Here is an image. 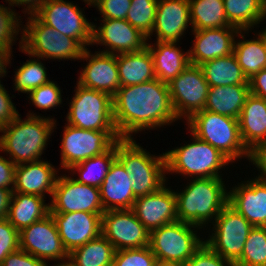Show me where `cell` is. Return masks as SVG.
I'll return each instance as SVG.
<instances>
[{
	"label": "cell",
	"mask_w": 266,
	"mask_h": 266,
	"mask_svg": "<svg viewBox=\"0 0 266 266\" xmlns=\"http://www.w3.org/2000/svg\"><path fill=\"white\" fill-rule=\"evenodd\" d=\"M112 102L113 119L121 138H132L133 132L161 127L178 119L167 83L157 78L120 87Z\"/></svg>",
	"instance_id": "6da1fadb"
},
{
	"label": "cell",
	"mask_w": 266,
	"mask_h": 266,
	"mask_svg": "<svg viewBox=\"0 0 266 266\" xmlns=\"http://www.w3.org/2000/svg\"><path fill=\"white\" fill-rule=\"evenodd\" d=\"M53 118H43L30 113L23 121L19 115L0 128V150L10 154L15 164L39 161L51 131L55 127Z\"/></svg>",
	"instance_id": "7a4b0ae2"
},
{
	"label": "cell",
	"mask_w": 266,
	"mask_h": 266,
	"mask_svg": "<svg viewBox=\"0 0 266 266\" xmlns=\"http://www.w3.org/2000/svg\"><path fill=\"white\" fill-rule=\"evenodd\" d=\"M175 195L178 220L199 228L216 218L228 204L222 178H195L183 192Z\"/></svg>",
	"instance_id": "3957f363"
},
{
	"label": "cell",
	"mask_w": 266,
	"mask_h": 266,
	"mask_svg": "<svg viewBox=\"0 0 266 266\" xmlns=\"http://www.w3.org/2000/svg\"><path fill=\"white\" fill-rule=\"evenodd\" d=\"M117 159L124 165L132 180L134 196L140 197L157 192L165 185L166 158L151 156L133 138L116 142Z\"/></svg>",
	"instance_id": "277c9868"
},
{
	"label": "cell",
	"mask_w": 266,
	"mask_h": 266,
	"mask_svg": "<svg viewBox=\"0 0 266 266\" xmlns=\"http://www.w3.org/2000/svg\"><path fill=\"white\" fill-rule=\"evenodd\" d=\"M187 121L192 135L218 149L230 162L243 155L250 159V151L240 136L238 119L203 109Z\"/></svg>",
	"instance_id": "5b68a950"
},
{
	"label": "cell",
	"mask_w": 266,
	"mask_h": 266,
	"mask_svg": "<svg viewBox=\"0 0 266 266\" xmlns=\"http://www.w3.org/2000/svg\"><path fill=\"white\" fill-rule=\"evenodd\" d=\"M194 141L165 153L166 170L196 178H221L218 171L230 161L222 153L195 135Z\"/></svg>",
	"instance_id": "8992f818"
},
{
	"label": "cell",
	"mask_w": 266,
	"mask_h": 266,
	"mask_svg": "<svg viewBox=\"0 0 266 266\" xmlns=\"http://www.w3.org/2000/svg\"><path fill=\"white\" fill-rule=\"evenodd\" d=\"M23 30L20 48L31 57L80 60L84 48L73 38L42 23L35 15Z\"/></svg>",
	"instance_id": "52a82bcc"
},
{
	"label": "cell",
	"mask_w": 266,
	"mask_h": 266,
	"mask_svg": "<svg viewBox=\"0 0 266 266\" xmlns=\"http://www.w3.org/2000/svg\"><path fill=\"white\" fill-rule=\"evenodd\" d=\"M67 114L68 125L85 130L117 131L113 119L112 97L77 83Z\"/></svg>",
	"instance_id": "ba28073f"
},
{
	"label": "cell",
	"mask_w": 266,
	"mask_h": 266,
	"mask_svg": "<svg viewBox=\"0 0 266 266\" xmlns=\"http://www.w3.org/2000/svg\"><path fill=\"white\" fill-rule=\"evenodd\" d=\"M192 227L198 226L177 220L152 230L149 247L156 260L185 264L204 243Z\"/></svg>",
	"instance_id": "9c48e42d"
},
{
	"label": "cell",
	"mask_w": 266,
	"mask_h": 266,
	"mask_svg": "<svg viewBox=\"0 0 266 266\" xmlns=\"http://www.w3.org/2000/svg\"><path fill=\"white\" fill-rule=\"evenodd\" d=\"M61 144V167L72 166L109 150L122 139L118 131L85 130L72 125L64 127Z\"/></svg>",
	"instance_id": "30bf717a"
},
{
	"label": "cell",
	"mask_w": 266,
	"mask_h": 266,
	"mask_svg": "<svg viewBox=\"0 0 266 266\" xmlns=\"http://www.w3.org/2000/svg\"><path fill=\"white\" fill-rule=\"evenodd\" d=\"M214 220L215 233L204 242L234 265L241 258L246 239L254 226L229 204Z\"/></svg>",
	"instance_id": "8fae6325"
},
{
	"label": "cell",
	"mask_w": 266,
	"mask_h": 266,
	"mask_svg": "<svg viewBox=\"0 0 266 266\" xmlns=\"http://www.w3.org/2000/svg\"><path fill=\"white\" fill-rule=\"evenodd\" d=\"M167 85L178 119L186 116L188 120L194 113L205 108L210 86L200 66L190 64Z\"/></svg>",
	"instance_id": "7c38bea8"
},
{
	"label": "cell",
	"mask_w": 266,
	"mask_h": 266,
	"mask_svg": "<svg viewBox=\"0 0 266 266\" xmlns=\"http://www.w3.org/2000/svg\"><path fill=\"white\" fill-rule=\"evenodd\" d=\"M44 24L75 39L84 49L92 45L93 24L87 21L80 8L64 0H48L35 14Z\"/></svg>",
	"instance_id": "4fadbf2b"
},
{
	"label": "cell",
	"mask_w": 266,
	"mask_h": 266,
	"mask_svg": "<svg viewBox=\"0 0 266 266\" xmlns=\"http://www.w3.org/2000/svg\"><path fill=\"white\" fill-rule=\"evenodd\" d=\"M101 234L116 251L149 246L150 232L132 209L105 211L101 218Z\"/></svg>",
	"instance_id": "5bb4252c"
},
{
	"label": "cell",
	"mask_w": 266,
	"mask_h": 266,
	"mask_svg": "<svg viewBox=\"0 0 266 266\" xmlns=\"http://www.w3.org/2000/svg\"><path fill=\"white\" fill-rule=\"evenodd\" d=\"M104 213L100 188L79 183L74 178L59 176L52 194L50 213Z\"/></svg>",
	"instance_id": "9a60e30c"
},
{
	"label": "cell",
	"mask_w": 266,
	"mask_h": 266,
	"mask_svg": "<svg viewBox=\"0 0 266 266\" xmlns=\"http://www.w3.org/2000/svg\"><path fill=\"white\" fill-rule=\"evenodd\" d=\"M19 241L20 249L44 262L69 258L51 213L19 231Z\"/></svg>",
	"instance_id": "2e32d148"
},
{
	"label": "cell",
	"mask_w": 266,
	"mask_h": 266,
	"mask_svg": "<svg viewBox=\"0 0 266 266\" xmlns=\"http://www.w3.org/2000/svg\"><path fill=\"white\" fill-rule=\"evenodd\" d=\"M102 214L90 212L51 213L63 247L68 254L101 234Z\"/></svg>",
	"instance_id": "e0dca14e"
},
{
	"label": "cell",
	"mask_w": 266,
	"mask_h": 266,
	"mask_svg": "<svg viewBox=\"0 0 266 266\" xmlns=\"http://www.w3.org/2000/svg\"><path fill=\"white\" fill-rule=\"evenodd\" d=\"M102 21L104 24L97 29L93 25L92 44L108 46L112 51L101 52L122 54L140 51L147 47V37L127 20L103 18Z\"/></svg>",
	"instance_id": "ac0fdd59"
},
{
	"label": "cell",
	"mask_w": 266,
	"mask_h": 266,
	"mask_svg": "<svg viewBox=\"0 0 266 266\" xmlns=\"http://www.w3.org/2000/svg\"><path fill=\"white\" fill-rule=\"evenodd\" d=\"M90 52L87 48L82 52L81 60L90 59L80 74L78 84L113 97L121 87L116 54L98 52L92 55Z\"/></svg>",
	"instance_id": "d6986e66"
},
{
	"label": "cell",
	"mask_w": 266,
	"mask_h": 266,
	"mask_svg": "<svg viewBox=\"0 0 266 266\" xmlns=\"http://www.w3.org/2000/svg\"><path fill=\"white\" fill-rule=\"evenodd\" d=\"M132 210L149 232L178 220L175 192L166 186L152 194L137 197Z\"/></svg>",
	"instance_id": "ffe728a7"
},
{
	"label": "cell",
	"mask_w": 266,
	"mask_h": 266,
	"mask_svg": "<svg viewBox=\"0 0 266 266\" xmlns=\"http://www.w3.org/2000/svg\"><path fill=\"white\" fill-rule=\"evenodd\" d=\"M193 32L195 42L188 53L190 64L197 66L233 53L234 36L241 34L240 36L244 38L242 30L237 27L193 30Z\"/></svg>",
	"instance_id": "44dd1931"
},
{
	"label": "cell",
	"mask_w": 266,
	"mask_h": 266,
	"mask_svg": "<svg viewBox=\"0 0 266 266\" xmlns=\"http://www.w3.org/2000/svg\"><path fill=\"white\" fill-rule=\"evenodd\" d=\"M232 188L228 204L253 226L266 227V182L255 178Z\"/></svg>",
	"instance_id": "7402d4cb"
},
{
	"label": "cell",
	"mask_w": 266,
	"mask_h": 266,
	"mask_svg": "<svg viewBox=\"0 0 266 266\" xmlns=\"http://www.w3.org/2000/svg\"><path fill=\"white\" fill-rule=\"evenodd\" d=\"M190 20L189 0H158L153 32L157 41L179 42Z\"/></svg>",
	"instance_id": "603a6c76"
},
{
	"label": "cell",
	"mask_w": 266,
	"mask_h": 266,
	"mask_svg": "<svg viewBox=\"0 0 266 266\" xmlns=\"http://www.w3.org/2000/svg\"><path fill=\"white\" fill-rule=\"evenodd\" d=\"M57 178L56 170L47 161L39 160L16 165L13 193L45 197V192L52 196Z\"/></svg>",
	"instance_id": "cb8c5ba5"
},
{
	"label": "cell",
	"mask_w": 266,
	"mask_h": 266,
	"mask_svg": "<svg viewBox=\"0 0 266 266\" xmlns=\"http://www.w3.org/2000/svg\"><path fill=\"white\" fill-rule=\"evenodd\" d=\"M100 195L104 211L133 208L136 197L132 190V180L117 158L102 182Z\"/></svg>",
	"instance_id": "d4e9b609"
},
{
	"label": "cell",
	"mask_w": 266,
	"mask_h": 266,
	"mask_svg": "<svg viewBox=\"0 0 266 266\" xmlns=\"http://www.w3.org/2000/svg\"><path fill=\"white\" fill-rule=\"evenodd\" d=\"M243 144L251 152L266 143V99L249 94L238 118Z\"/></svg>",
	"instance_id": "484cf974"
},
{
	"label": "cell",
	"mask_w": 266,
	"mask_h": 266,
	"mask_svg": "<svg viewBox=\"0 0 266 266\" xmlns=\"http://www.w3.org/2000/svg\"><path fill=\"white\" fill-rule=\"evenodd\" d=\"M121 87L141 84L156 78L148 47L136 52L116 54Z\"/></svg>",
	"instance_id": "4316f807"
},
{
	"label": "cell",
	"mask_w": 266,
	"mask_h": 266,
	"mask_svg": "<svg viewBox=\"0 0 266 266\" xmlns=\"http://www.w3.org/2000/svg\"><path fill=\"white\" fill-rule=\"evenodd\" d=\"M156 42V48L147 43L153 57L155 76L168 84L190 65L189 53H182L179 47H175L176 42Z\"/></svg>",
	"instance_id": "83f0119b"
},
{
	"label": "cell",
	"mask_w": 266,
	"mask_h": 266,
	"mask_svg": "<svg viewBox=\"0 0 266 266\" xmlns=\"http://www.w3.org/2000/svg\"><path fill=\"white\" fill-rule=\"evenodd\" d=\"M249 94V85L209 87L204 110L238 119Z\"/></svg>",
	"instance_id": "f1b7e54d"
},
{
	"label": "cell",
	"mask_w": 266,
	"mask_h": 266,
	"mask_svg": "<svg viewBox=\"0 0 266 266\" xmlns=\"http://www.w3.org/2000/svg\"><path fill=\"white\" fill-rule=\"evenodd\" d=\"M44 203V197L38 195L13 193L7 219L21 231L50 213V205Z\"/></svg>",
	"instance_id": "f546056e"
},
{
	"label": "cell",
	"mask_w": 266,
	"mask_h": 266,
	"mask_svg": "<svg viewBox=\"0 0 266 266\" xmlns=\"http://www.w3.org/2000/svg\"><path fill=\"white\" fill-rule=\"evenodd\" d=\"M200 67L210 87L249 85V80L238 64L234 53L207 61Z\"/></svg>",
	"instance_id": "4dcf8cb0"
},
{
	"label": "cell",
	"mask_w": 266,
	"mask_h": 266,
	"mask_svg": "<svg viewBox=\"0 0 266 266\" xmlns=\"http://www.w3.org/2000/svg\"><path fill=\"white\" fill-rule=\"evenodd\" d=\"M115 248L102 234L69 253L70 266H112Z\"/></svg>",
	"instance_id": "1f68e13d"
},
{
	"label": "cell",
	"mask_w": 266,
	"mask_h": 266,
	"mask_svg": "<svg viewBox=\"0 0 266 266\" xmlns=\"http://www.w3.org/2000/svg\"><path fill=\"white\" fill-rule=\"evenodd\" d=\"M228 22L239 30L248 31L265 17L266 0H223Z\"/></svg>",
	"instance_id": "d6a6232c"
},
{
	"label": "cell",
	"mask_w": 266,
	"mask_h": 266,
	"mask_svg": "<svg viewBox=\"0 0 266 266\" xmlns=\"http://www.w3.org/2000/svg\"><path fill=\"white\" fill-rule=\"evenodd\" d=\"M193 30L232 26L225 15L223 0H189Z\"/></svg>",
	"instance_id": "836d02e7"
},
{
	"label": "cell",
	"mask_w": 266,
	"mask_h": 266,
	"mask_svg": "<svg viewBox=\"0 0 266 266\" xmlns=\"http://www.w3.org/2000/svg\"><path fill=\"white\" fill-rule=\"evenodd\" d=\"M233 53L248 80L266 69L264 38L260 34L256 40L234 41Z\"/></svg>",
	"instance_id": "e575fe53"
},
{
	"label": "cell",
	"mask_w": 266,
	"mask_h": 266,
	"mask_svg": "<svg viewBox=\"0 0 266 266\" xmlns=\"http://www.w3.org/2000/svg\"><path fill=\"white\" fill-rule=\"evenodd\" d=\"M117 158L116 143L101 155L91 157L79 164L69 168L71 171L77 169L80 177L75 179L79 183L100 188L104 178L107 176L110 166Z\"/></svg>",
	"instance_id": "d590c367"
},
{
	"label": "cell",
	"mask_w": 266,
	"mask_h": 266,
	"mask_svg": "<svg viewBox=\"0 0 266 266\" xmlns=\"http://www.w3.org/2000/svg\"><path fill=\"white\" fill-rule=\"evenodd\" d=\"M234 266H266V227L252 228Z\"/></svg>",
	"instance_id": "8d00e7d4"
},
{
	"label": "cell",
	"mask_w": 266,
	"mask_h": 266,
	"mask_svg": "<svg viewBox=\"0 0 266 266\" xmlns=\"http://www.w3.org/2000/svg\"><path fill=\"white\" fill-rule=\"evenodd\" d=\"M158 0H131L126 20L147 39L153 33Z\"/></svg>",
	"instance_id": "74e56055"
},
{
	"label": "cell",
	"mask_w": 266,
	"mask_h": 266,
	"mask_svg": "<svg viewBox=\"0 0 266 266\" xmlns=\"http://www.w3.org/2000/svg\"><path fill=\"white\" fill-rule=\"evenodd\" d=\"M38 61V59L28 60L17 70L14 79L17 91L28 94L35 88L50 82L43 63Z\"/></svg>",
	"instance_id": "f35d334b"
},
{
	"label": "cell",
	"mask_w": 266,
	"mask_h": 266,
	"mask_svg": "<svg viewBox=\"0 0 266 266\" xmlns=\"http://www.w3.org/2000/svg\"><path fill=\"white\" fill-rule=\"evenodd\" d=\"M156 256L149 246L138 249L117 250L112 266H155Z\"/></svg>",
	"instance_id": "ab89813d"
},
{
	"label": "cell",
	"mask_w": 266,
	"mask_h": 266,
	"mask_svg": "<svg viewBox=\"0 0 266 266\" xmlns=\"http://www.w3.org/2000/svg\"><path fill=\"white\" fill-rule=\"evenodd\" d=\"M18 20L15 11L0 5V49L11 53L12 42L16 39L14 35L19 32Z\"/></svg>",
	"instance_id": "60d3db41"
},
{
	"label": "cell",
	"mask_w": 266,
	"mask_h": 266,
	"mask_svg": "<svg viewBox=\"0 0 266 266\" xmlns=\"http://www.w3.org/2000/svg\"><path fill=\"white\" fill-rule=\"evenodd\" d=\"M28 98L32 103L40 109H51L54 106L60 105L61 100V90L54 82L50 81L47 84L41 85L35 88L29 93Z\"/></svg>",
	"instance_id": "b9f144b4"
},
{
	"label": "cell",
	"mask_w": 266,
	"mask_h": 266,
	"mask_svg": "<svg viewBox=\"0 0 266 266\" xmlns=\"http://www.w3.org/2000/svg\"><path fill=\"white\" fill-rule=\"evenodd\" d=\"M19 248V231L7 218L0 219V264L10 253Z\"/></svg>",
	"instance_id": "7bdbcfd3"
},
{
	"label": "cell",
	"mask_w": 266,
	"mask_h": 266,
	"mask_svg": "<svg viewBox=\"0 0 266 266\" xmlns=\"http://www.w3.org/2000/svg\"><path fill=\"white\" fill-rule=\"evenodd\" d=\"M105 19L126 20L131 0H89Z\"/></svg>",
	"instance_id": "ee69618b"
},
{
	"label": "cell",
	"mask_w": 266,
	"mask_h": 266,
	"mask_svg": "<svg viewBox=\"0 0 266 266\" xmlns=\"http://www.w3.org/2000/svg\"><path fill=\"white\" fill-rule=\"evenodd\" d=\"M227 265H225V264ZM185 266H234L228 260L213 251L205 242L188 259Z\"/></svg>",
	"instance_id": "f6af8a7d"
},
{
	"label": "cell",
	"mask_w": 266,
	"mask_h": 266,
	"mask_svg": "<svg viewBox=\"0 0 266 266\" xmlns=\"http://www.w3.org/2000/svg\"><path fill=\"white\" fill-rule=\"evenodd\" d=\"M0 266H48L46 262L39 258L25 252L22 249H18L10 253Z\"/></svg>",
	"instance_id": "bcb514c9"
},
{
	"label": "cell",
	"mask_w": 266,
	"mask_h": 266,
	"mask_svg": "<svg viewBox=\"0 0 266 266\" xmlns=\"http://www.w3.org/2000/svg\"><path fill=\"white\" fill-rule=\"evenodd\" d=\"M18 115L9 94L0 82V128L9 124Z\"/></svg>",
	"instance_id": "7dc6e473"
},
{
	"label": "cell",
	"mask_w": 266,
	"mask_h": 266,
	"mask_svg": "<svg viewBox=\"0 0 266 266\" xmlns=\"http://www.w3.org/2000/svg\"><path fill=\"white\" fill-rule=\"evenodd\" d=\"M16 165L6 158L0 156V188L10 189L9 185L14 187Z\"/></svg>",
	"instance_id": "c3c4849f"
},
{
	"label": "cell",
	"mask_w": 266,
	"mask_h": 266,
	"mask_svg": "<svg viewBox=\"0 0 266 266\" xmlns=\"http://www.w3.org/2000/svg\"><path fill=\"white\" fill-rule=\"evenodd\" d=\"M251 162L262 171L261 174L257 177L259 180L266 182V143H262L255 147L250 152Z\"/></svg>",
	"instance_id": "681fc988"
},
{
	"label": "cell",
	"mask_w": 266,
	"mask_h": 266,
	"mask_svg": "<svg viewBox=\"0 0 266 266\" xmlns=\"http://www.w3.org/2000/svg\"><path fill=\"white\" fill-rule=\"evenodd\" d=\"M249 89L251 94L266 99V69L249 79Z\"/></svg>",
	"instance_id": "f907efd6"
},
{
	"label": "cell",
	"mask_w": 266,
	"mask_h": 266,
	"mask_svg": "<svg viewBox=\"0 0 266 266\" xmlns=\"http://www.w3.org/2000/svg\"><path fill=\"white\" fill-rule=\"evenodd\" d=\"M13 189L0 188V219L7 218Z\"/></svg>",
	"instance_id": "816d5d0a"
},
{
	"label": "cell",
	"mask_w": 266,
	"mask_h": 266,
	"mask_svg": "<svg viewBox=\"0 0 266 266\" xmlns=\"http://www.w3.org/2000/svg\"><path fill=\"white\" fill-rule=\"evenodd\" d=\"M10 6H14L13 4L16 5H27L26 10H28V14L30 15H35L44 4L48 2V0H7Z\"/></svg>",
	"instance_id": "f5cc1de1"
},
{
	"label": "cell",
	"mask_w": 266,
	"mask_h": 266,
	"mask_svg": "<svg viewBox=\"0 0 266 266\" xmlns=\"http://www.w3.org/2000/svg\"><path fill=\"white\" fill-rule=\"evenodd\" d=\"M11 53L0 49V76L4 77L6 75V66L10 62Z\"/></svg>",
	"instance_id": "db71d44e"
},
{
	"label": "cell",
	"mask_w": 266,
	"mask_h": 266,
	"mask_svg": "<svg viewBox=\"0 0 266 266\" xmlns=\"http://www.w3.org/2000/svg\"><path fill=\"white\" fill-rule=\"evenodd\" d=\"M155 266H185V265L184 264H179V263H170V262L157 261L155 263Z\"/></svg>",
	"instance_id": "11a10c76"
},
{
	"label": "cell",
	"mask_w": 266,
	"mask_h": 266,
	"mask_svg": "<svg viewBox=\"0 0 266 266\" xmlns=\"http://www.w3.org/2000/svg\"><path fill=\"white\" fill-rule=\"evenodd\" d=\"M264 38V45L266 50V29L259 33Z\"/></svg>",
	"instance_id": "9f6ffc18"
},
{
	"label": "cell",
	"mask_w": 266,
	"mask_h": 266,
	"mask_svg": "<svg viewBox=\"0 0 266 266\" xmlns=\"http://www.w3.org/2000/svg\"><path fill=\"white\" fill-rule=\"evenodd\" d=\"M55 266H70V265L68 264V262L64 261L63 263H59V264H57Z\"/></svg>",
	"instance_id": "6f0895ef"
},
{
	"label": "cell",
	"mask_w": 266,
	"mask_h": 266,
	"mask_svg": "<svg viewBox=\"0 0 266 266\" xmlns=\"http://www.w3.org/2000/svg\"><path fill=\"white\" fill-rule=\"evenodd\" d=\"M85 2H87L88 5H92V3L89 0H84Z\"/></svg>",
	"instance_id": "680465c9"
}]
</instances>
